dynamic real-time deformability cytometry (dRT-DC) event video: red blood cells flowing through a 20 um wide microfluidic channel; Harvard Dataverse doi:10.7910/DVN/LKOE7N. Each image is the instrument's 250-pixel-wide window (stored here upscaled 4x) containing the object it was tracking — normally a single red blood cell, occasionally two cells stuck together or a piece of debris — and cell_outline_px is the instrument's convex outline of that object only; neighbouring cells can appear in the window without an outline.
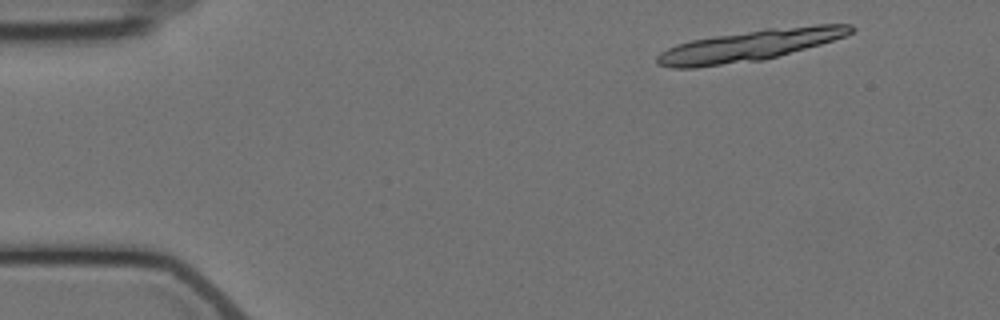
{"species": "Egyptian fruit bat (a non-hibernating species)", "species_latin": "Rousettus aegyptiacus", "temperature_condition": "cold", "stored_images_in_passage": 2, "camera_frame_rate_fps": 3000, "um_per_image_px": 0.085, "animal": {"sex": "female"}, "frame": {"image": 1, "passage_image": 1, "time_ms": 0.0, "image_size_px": [1000, 320], "cell_outline_px": [[856, 28], [852, 32], [844, 36], [820, 44], [764, 60], [696, 68], [672, 68], [656, 64], [656, 56], [660, 52], [676, 44], [692, 40], [764, 28], [816, 24], [852, 24]], "centroid_in_image_um": [63.7, 3.87], "position_along_channel_um": 21.3, "area_um2": 35.26}}